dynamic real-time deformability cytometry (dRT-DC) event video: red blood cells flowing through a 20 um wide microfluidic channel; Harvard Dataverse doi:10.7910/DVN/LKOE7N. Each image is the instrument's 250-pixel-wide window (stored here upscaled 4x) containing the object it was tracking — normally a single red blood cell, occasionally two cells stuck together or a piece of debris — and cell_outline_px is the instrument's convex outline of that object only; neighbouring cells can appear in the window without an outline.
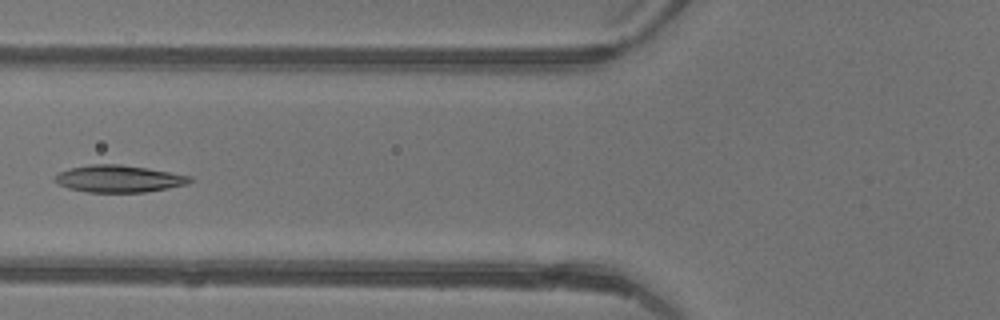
{"species": "common noctule bat (a hibernating species)", "species_latin": "Nyctalus noctula", "temperature_condition": "warm", "stored_images_in_passage": 5, "camera_frame_rate_fps": 3000, "um_per_image_px": 0.085, "animal": {"sex": "female"}, "frame": {"image": 1, "passage_image": 5, "time_ms": 1.333, "image_size_px": [1000, 320], "cell_outline_px": [[196, 180], [188, 184], [168, 188], [144, 192], [88, 192], [68, 188], [60, 184], [56, 180], [56, 176], [60, 172], [68, 168], [92, 164], [120, 164], [148, 168], [192, 176]], "centroid_in_image_um": [10.17, 15.19], "position_along_channel_um": 115.6, "area_um2": 21.27}}